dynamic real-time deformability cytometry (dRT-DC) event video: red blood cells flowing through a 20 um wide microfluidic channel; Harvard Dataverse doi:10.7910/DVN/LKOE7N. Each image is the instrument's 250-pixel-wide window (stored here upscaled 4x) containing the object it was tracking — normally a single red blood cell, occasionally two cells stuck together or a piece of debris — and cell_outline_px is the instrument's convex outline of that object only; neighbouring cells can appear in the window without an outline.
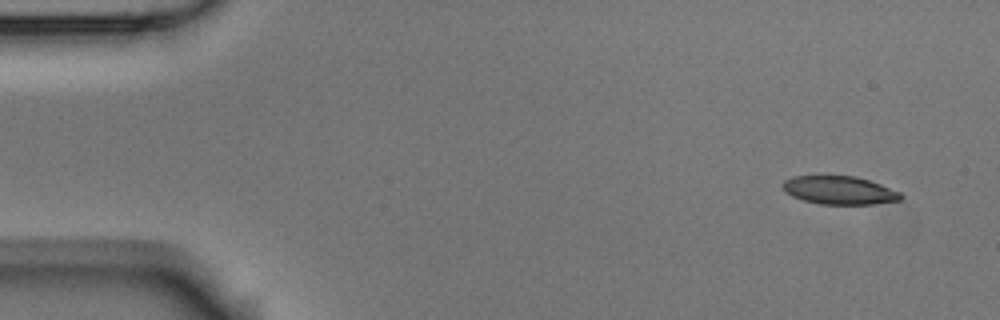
{"species": "Egyptian fruit bat (a non-hibernating species)", "species_latin": "Rousettus aegyptiacus", "temperature_condition": "room temperature", "stored_images_in_passage": 5, "camera_frame_rate_fps": 3000, "um_per_image_px": 0.085, "animal": {"sex": "male"}, "frame": {"image": 1, "passage_image": 1, "time_ms": 0.0, "image_size_px": [1000, 320], "cell_outline_px": [[904, 196], [900, 200], [872, 204], [820, 204], [804, 200], [792, 196], [780, 184], [784, 180], [792, 176], [856, 176], [880, 184], [900, 192]], "centroid_in_image_um": [71.35, 16.17], "position_along_channel_um": 13.7, "area_um2": 19.31}}
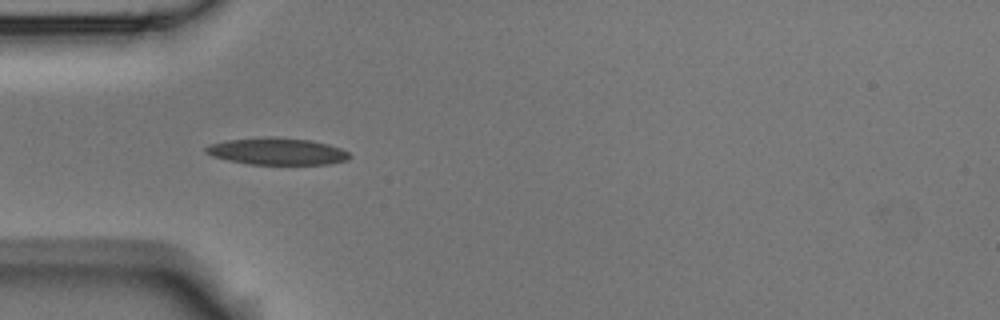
{"frame": {"image": 2, "passage_image": 4, "time_ms": 4.333, "image_size_px": [1000, 320], "cell_outline_px": [[352, 156], [348, 160], [328, 164], [248, 164], [228, 160], [212, 156], [204, 152], [204, 148], [208, 144], [228, 140], [268, 136], [308, 140], [328, 144], [340, 148], [348, 152]], "centroid_in_image_um": [23.53, 12.86], "position_along_channel_um": 61.5, "area_um2": 22.54}}
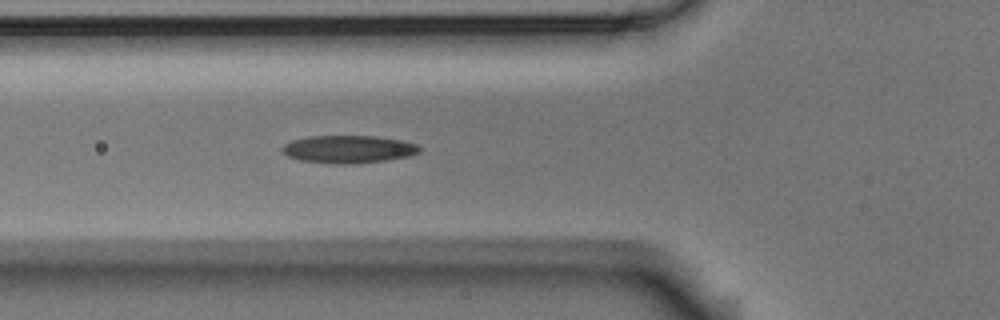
{"frame": {"image": 3, "passage_image": 5, "time_ms": 5.333, "image_size_px": [1000, 320], "cell_outline_px": [[420, 152], [408, 156], [388, 160], [352, 164], [336, 164], [300, 160], [288, 156], [280, 152], [280, 148], [284, 144], [292, 140], [308, 136], [376, 136], [400, 140], [420, 144]], "centroid_in_image_um": [29.6, 12.68], "position_along_channel_um": 96.2, "area_um2": 22.37}}